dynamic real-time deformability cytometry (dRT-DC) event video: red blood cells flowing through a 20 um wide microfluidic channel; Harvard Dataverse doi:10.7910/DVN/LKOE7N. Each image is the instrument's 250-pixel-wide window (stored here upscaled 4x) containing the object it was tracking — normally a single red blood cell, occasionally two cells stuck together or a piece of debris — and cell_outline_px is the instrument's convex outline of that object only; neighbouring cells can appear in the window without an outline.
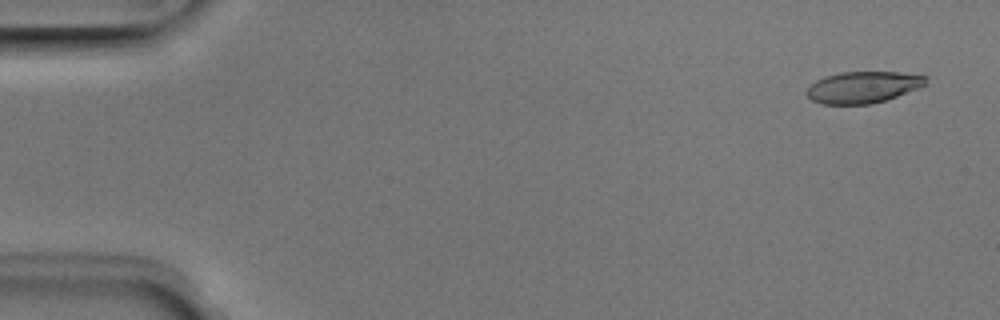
{"species": "Egyptian fruit bat (a non-hibernating species)", "species_latin": "Rousettus aegyptiacus", "temperature_condition": "room temperature", "stored_images_in_passage": 6, "camera_frame_rate_fps": 3000, "um_per_image_px": 0.085, "animal": {"sex": "male"}, "frame": {"image": 1, "passage_image": 1, "time_ms": 0.0, "image_size_px": [1000, 320], "cell_outline_px": [[928, 80], [920, 88], [872, 104], [820, 104], [812, 100], [804, 92], [816, 80], [824, 76], [840, 72], [900, 72], [928, 76]], "centroid_in_image_um": [73.35, 7.41], "position_along_channel_um": 11.7, "area_um2": 21.96}}
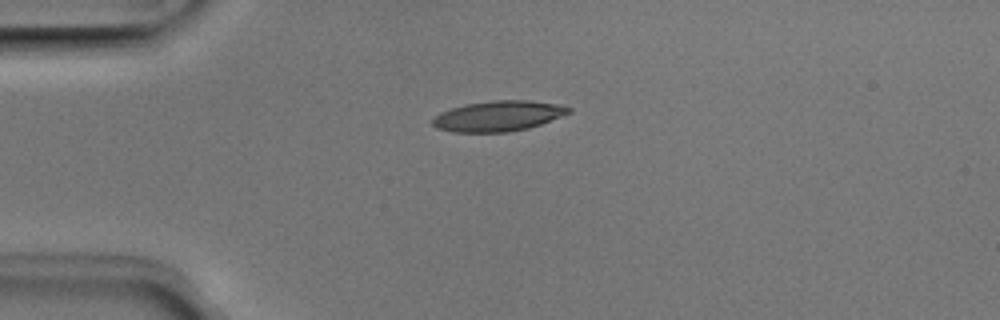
{"frame": {"image": 2, "passage_image": 4, "time_ms": 1.0, "image_size_px": [1000, 320], "cell_outline_px": [[572, 112], [540, 124], [528, 128], [508, 132], [452, 132], [436, 128], [432, 124], [432, 120], [440, 112], [464, 104], [492, 100], [528, 100], [556, 104], [572, 108]], "centroid_in_image_um": [42.33, 9.86], "position_along_channel_um": 42.7, "area_um2": 24.1}}